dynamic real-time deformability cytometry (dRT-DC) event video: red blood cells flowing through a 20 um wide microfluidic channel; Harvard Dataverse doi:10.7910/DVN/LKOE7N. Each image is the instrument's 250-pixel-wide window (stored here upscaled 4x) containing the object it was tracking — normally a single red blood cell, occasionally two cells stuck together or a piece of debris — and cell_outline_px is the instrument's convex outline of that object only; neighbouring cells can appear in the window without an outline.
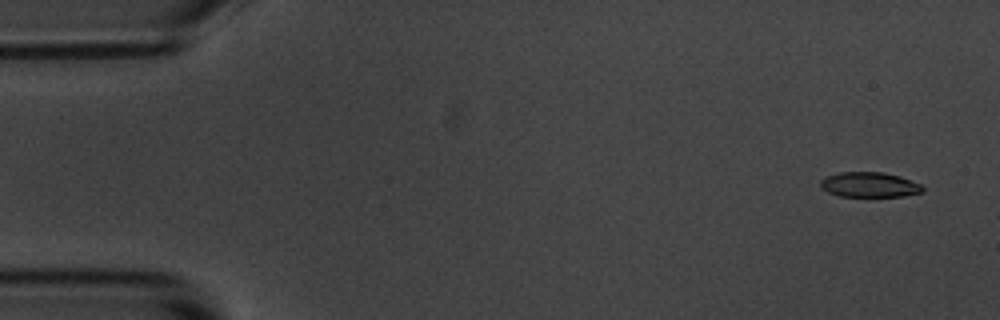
{"species": "common noctule bat (a hibernating species)", "species_latin": "Nyctalus noctula", "temperature_condition": "room temperature", "stored_images_in_passage": 9, "camera_frame_rate_fps": 3000, "um_per_image_px": 0.085, "animal": {"sex": "male", "body_mass_g": 20.1, "forearm_length_mm": 53.5}, "frame": {"image": 1, "passage_image": 3, "time_ms": 0.667, "image_size_px": [1000, 320], "cell_outline_px": [[924, 188], [920, 192], [904, 196], [840, 196], [828, 192], [820, 188], [820, 180], [828, 176], [840, 172], [884, 172], [900, 176], [920, 184]], "centroid_in_image_um": [73.88, 15.69], "position_along_channel_um": 11.1, "area_um2": 14.8}}